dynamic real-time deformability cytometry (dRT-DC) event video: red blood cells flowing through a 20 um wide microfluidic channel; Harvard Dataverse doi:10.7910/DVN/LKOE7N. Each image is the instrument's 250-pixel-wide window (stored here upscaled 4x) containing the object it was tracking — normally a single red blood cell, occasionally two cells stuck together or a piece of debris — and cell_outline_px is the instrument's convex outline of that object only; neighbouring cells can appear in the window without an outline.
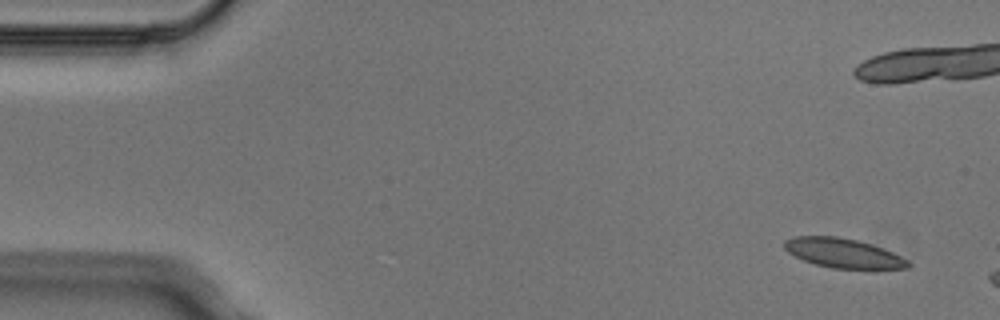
{"species": "Egyptian fruit bat (a non-hibernating species)", "species_latin": "Rousettus aegyptiacus", "temperature_condition": "cold", "stored_images_in_passage": 3, "camera_frame_rate_fps": 3000, "um_per_image_px": 0.085, "animal": {"sex": "male"}, "frame": {"image": 1, "passage_image": 1, "time_ms": 0.0, "image_size_px": [1000, 320], "cell_outline_px": [[912, 264], [908, 268], [876, 272], [832, 268], [816, 264], [804, 260], [788, 252], [784, 248], [784, 240], [792, 236], [836, 236], [856, 240], [872, 244], [884, 248], [908, 260]], "centroid_in_image_um": [71.78, 21.57], "position_along_channel_um": 13.2, "area_um2": 22.14}}